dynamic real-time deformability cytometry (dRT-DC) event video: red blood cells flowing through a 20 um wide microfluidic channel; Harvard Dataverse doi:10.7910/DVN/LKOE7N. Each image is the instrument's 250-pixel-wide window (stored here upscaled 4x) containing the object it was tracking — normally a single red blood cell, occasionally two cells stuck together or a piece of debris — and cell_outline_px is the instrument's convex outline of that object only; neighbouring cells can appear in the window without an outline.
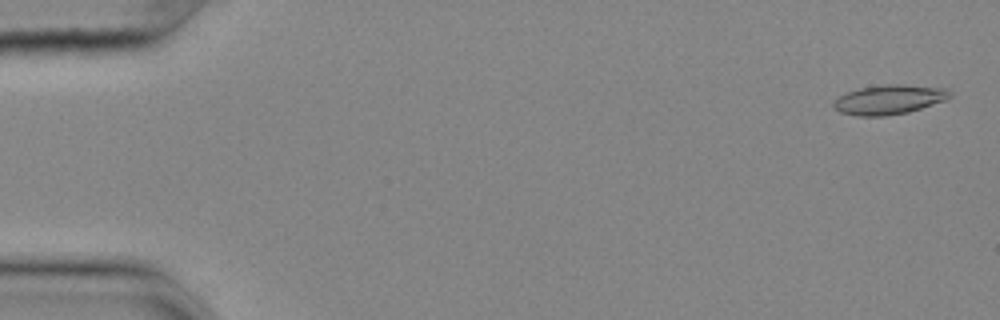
{"species": "common noctule bat (a hibernating species)", "species_latin": "Nyctalus noctula", "temperature_condition": "cold", "stored_images_in_passage": 56, "camera_frame_rate_fps": 3000, "um_per_image_px": 0.085, "animal": {"sex": "female", "body_mass_g": 25.1}, "frame": {"image": 1, "passage_image": 2, "time_ms": 0.333, "image_size_px": [1000, 320], "cell_outline_px": [[952, 96], [944, 100], [908, 112], [884, 116], [856, 116], [840, 112], [832, 104], [840, 96], [848, 92], [860, 88], [884, 84], [904, 84], [948, 88], [952, 92]], "centroid_in_image_um": [75.61, 8.45], "position_along_channel_um": 9.4, "area_um2": 19.88}}
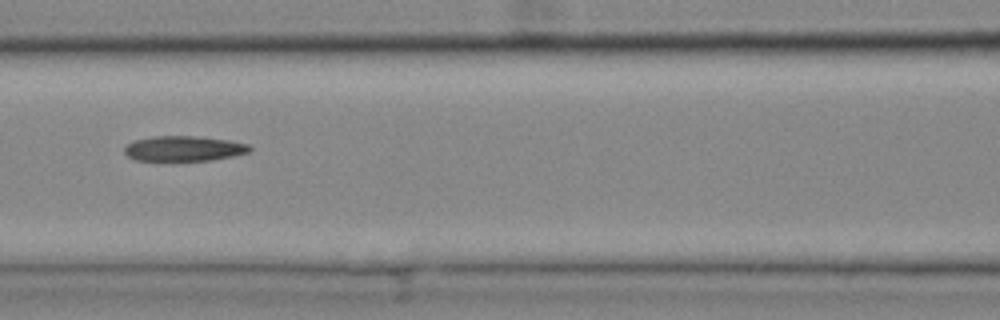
{"frame": {"image": 2, "passage_image": 25, "time_ms": 8.0, "image_size_px": [1000, 320], "cell_outline_px": [[252, 148], [248, 152], [232, 156], [212, 160], [136, 160], [128, 156], [124, 152], [124, 148], [128, 144], [136, 140], [156, 136], [192, 136], [228, 140], [248, 144]], "centroid_in_image_um": [15.63, 12.62], "position_along_channel_um": 151.0, "area_um2": 18.03}}
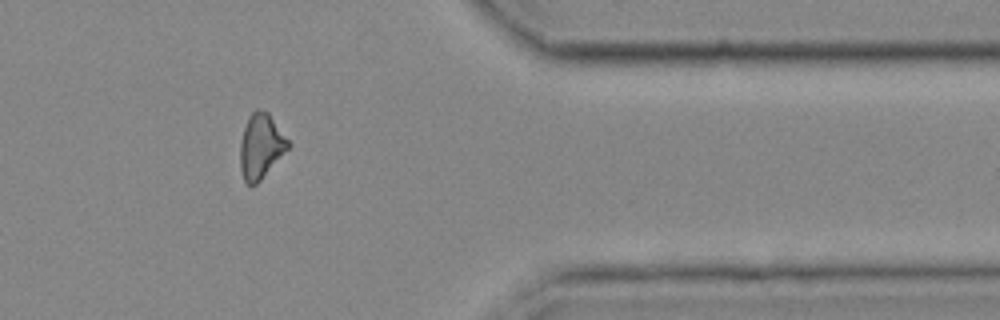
{"frame": {"image": 3, "passage_image": 46, "time_ms": 15.0, "image_size_px": [1000, 320], "cell_outline_px": [[292, 144], [260, 180], [252, 188], [244, 180], [240, 168], [240, 144], [244, 128], [248, 116], [256, 108], [268, 112]], "centroid_in_image_um": [22.17, 12.42], "position_along_channel_um": 389.2, "area_um2": 18.09}, "authors_computed_cell_mechanics": {"area_um2": 18.6694, "velocity_mm_per_s": 3.6525, "shape_relaxation_time_tau1_ms": null, "shape_relaxation_time_tau2_ms": 7.4995, "deformation_change_tau1": null, "deformation_change_tau2": 0.1864}}